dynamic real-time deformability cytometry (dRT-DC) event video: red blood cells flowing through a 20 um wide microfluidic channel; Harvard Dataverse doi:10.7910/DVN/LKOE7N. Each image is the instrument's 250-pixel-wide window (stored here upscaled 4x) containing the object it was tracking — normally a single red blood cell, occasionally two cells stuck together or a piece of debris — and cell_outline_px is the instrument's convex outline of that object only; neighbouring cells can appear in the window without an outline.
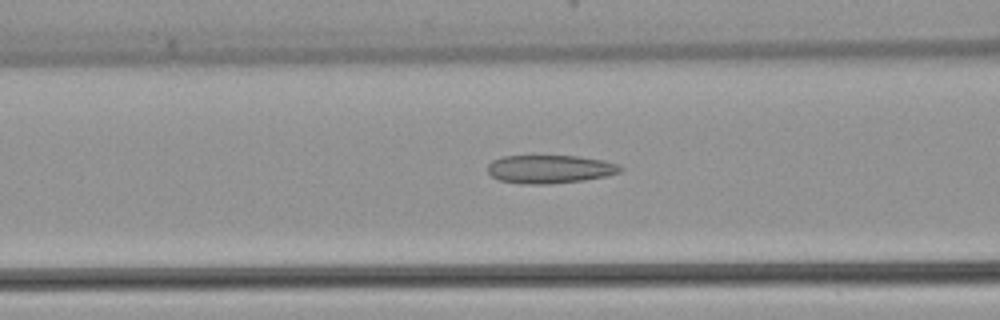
{"species": "common noctule bat (a hibernating species)", "species_latin": "Nyctalus noctula", "temperature_condition": "warm", "stored_images_in_passage": 30, "camera_frame_rate_fps": 3000, "um_per_image_px": 0.085, "animal": {"sex": "female", "body_mass_g": 22.7, "forearm_length_mm": 54.2}, "frame": {"image": 1, "passage_image": 10, "time_ms": 3.0, "image_size_px": [1000, 320], "cell_outline_px": [[624, 168], [620, 172], [608, 176], [584, 180], [548, 184], [524, 184], [500, 180], [492, 176], [488, 172], [488, 164], [492, 160], [500, 156], [576, 156], [604, 160], [620, 164]], "centroid_in_image_um": [46.77, 14.37], "position_along_channel_um": 119.8, "area_um2": 22.02}}
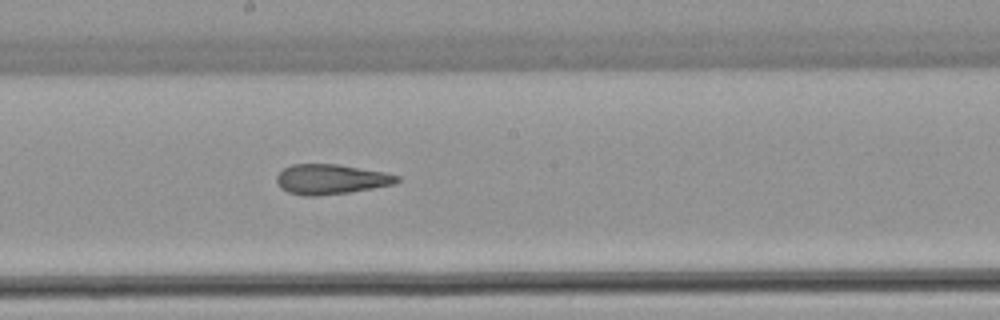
{"frame": {"image": 2, "passage_image": 17, "time_ms": 5.333, "image_size_px": [1000, 320], "cell_outline_px": [[400, 180], [396, 184], [348, 192], [316, 196], [304, 196], [288, 192], [280, 188], [276, 180], [276, 176], [284, 168], [292, 164], [340, 164], [384, 172], [400, 176]], "centroid_in_image_um": [28.13, 15.23], "position_along_channel_um": 220.1, "area_um2": 21.1}}
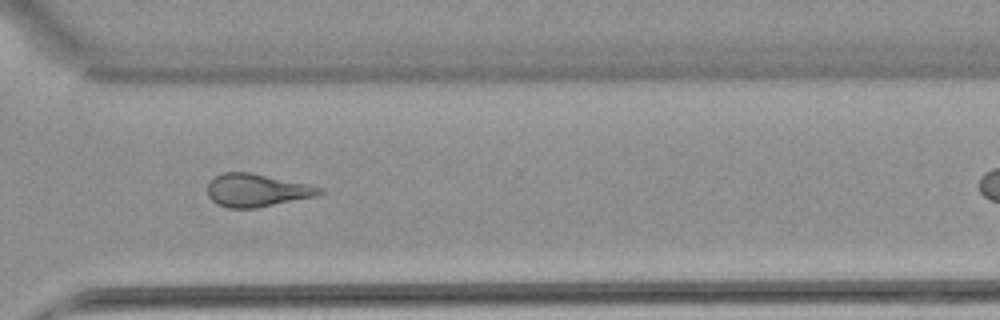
{"frame": {"image": 3, "passage_image": 26, "time_ms": 8.333, "image_size_px": [1000, 320], "cell_outline_px": [[324, 192], [316, 196], [256, 208], [228, 208], [216, 204], [208, 196], [208, 180], [224, 172], [248, 172], [308, 184], [324, 188]], "centroid_in_image_um": [21.81, 16.18], "position_along_channel_um": 348.8, "area_um2": 21.44}}